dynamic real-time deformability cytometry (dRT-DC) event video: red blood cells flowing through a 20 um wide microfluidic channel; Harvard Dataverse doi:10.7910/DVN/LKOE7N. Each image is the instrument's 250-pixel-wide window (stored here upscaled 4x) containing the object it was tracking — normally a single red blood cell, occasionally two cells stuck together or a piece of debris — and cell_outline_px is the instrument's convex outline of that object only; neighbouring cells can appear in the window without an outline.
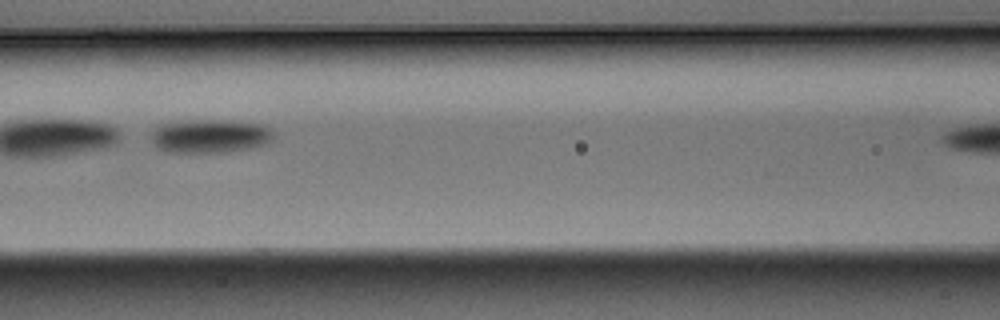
{"species": "Egyptian fruit bat (a non-hibernating species)", "species_latin": "Rousettus aegyptiacus", "temperature_condition": "warm", "stored_images_in_passage": 4, "camera_frame_rate_fps": 3000, "um_per_image_px": 0.085, "animal": {"sex": "male"}, "frame": {"image": 1, "passage_image": 3, "time_ms": 0.667, "image_size_px": [1000, 320], "cell_outline_px": [[272, 140], [268, 144], [252, 148], [228, 152], [168, 152], [152, 144], [152, 132], [160, 124], [188, 120], [232, 120], [260, 124], [268, 128], [272, 132]], "centroid_in_image_um": [17.87, 11.57], "position_along_channel_um": 148.7, "area_um2": 24.04}}